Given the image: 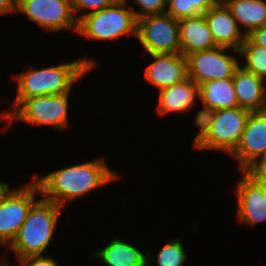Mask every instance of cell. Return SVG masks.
<instances>
[{
	"mask_svg": "<svg viewBox=\"0 0 266 266\" xmlns=\"http://www.w3.org/2000/svg\"><path fill=\"white\" fill-rule=\"evenodd\" d=\"M106 160L101 156L90 161L65 165L48 174L34 172L30 178L39 186L44 200L67 209V204L71 205L72 201L84 198L94 190H101L107 184L120 181V173L109 167Z\"/></svg>",
	"mask_w": 266,
	"mask_h": 266,
	"instance_id": "6da1fadb",
	"label": "cell"
},
{
	"mask_svg": "<svg viewBox=\"0 0 266 266\" xmlns=\"http://www.w3.org/2000/svg\"><path fill=\"white\" fill-rule=\"evenodd\" d=\"M60 62L41 68L29 66V69L15 74L12 80L16 81V96L8 111H0V120L4 119L25 99L34 96L58 95L72 92L73 86L96 68L94 59L79 57L66 63ZM33 66V67H32Z\"/></svg>",
	"mask_w": 266,
	"mask_h": 266,
	"instance_id": "7a4b0ae2",
	"label": "cell"
},
{
	"mask_svg": "<svg viewBox=\"0 0 266 266\" xmlns=\"http://www.w3.org/2000/svg\"><path fill=\"white\" fill-rule=\"evenodd\" d=\"M63 211L65 209L58 204L39 197L6 250L14 253L16 261L28 256L45 255V251L53 243Z\"/></svg>",
	"mask_w": 266,
	"mask_h": 266,
	"instance_id": "3957f363",
	"label": "cell"
},
{
	"mask_svg": "<svg viewBox=\"0 0 266 266\" xmlns=\"http://www.w3.org/2000/svg\"><path fill=\"white\" fill-rule=\"evenodd\" d=\"M128 1L131 3L132 0H119L85 15L78 21L77 34L81 38L99 42L117 41L126 36H134L136 39L137 19Z\"/></svg>",
	"mask_w": 266,
	"mask_h": 266,
	"instance_id": "277c9868",
	"label": "cell"
},
{
	"mask_svg": "<svg viewBox=\"0 0 266 266\" xmlns=\"http://www.w3.org/2000/svg\"><path fill=\"white\" fill-rule=\"evenodd\" d=\"M71 92L34 96L23 100L4 120L8 129L15 122L30 126L52 127L57 132L69 128V97Z\"/></svg>",
	"mask_w": 266,
	"mask_h": 266,
	"instance_id": "5b68a950",
	"label": "cell"
},
{
	"mask_svg": "<svg viewBox=\"0 0 266 266\" xmlns=\"http://www.w3.org/2000/svg\"><path fill=\"white\" fill-rule=\"evenodd\" d=\"M39 195V196H38ZM41 197L37 183L31 178L13 188L0 202V247L7 248L15 239L32 205Z\"/></svg>",
	"mask_w": 266,
	"mask_h": 266,
	"instance_id": "8992f818",
	"label": "cell"
},
{
	"mask_svg": "<svg viewBox=\"0 0 266 266\" xmlns=\"http://www.w3.org/2000/svg\"><path fill=\"white\" fill-rule=\"evenodd\" d=\"M136 39L146 55L180 53L179 20L166 13L141 17Z\"/></svg>",
	"mask_w": 266,
	"mask_h": 266,
	"instance_id": "52a82bcc",
	"label": "cell"
},
{
	"mask_svg": "<svg viewBox=\"0 0 266 266\" xmlns=\"http://www.w3.org/2000/svg\"><path fill=\"white\" fill-rule=\"evenodd\" d=\"M22 14L30 22L51 34L61 31H78L71 0H17L16 14Z\"/></svg>",
	"mask_w": 266,
	"mask_h": 266,
	"instance_id": "ba28073f",
	"label": "cell"
},
{
	"mask_svg": "<svg viewBox=\"0 0 266 266\" xmlns=\"http://www.w3.org/2000/svg\"><path fill=\"white\" fill-rule=\"evenodd\" d=\"M250 113L241 107L217 110L209 135L195 150L221 151V154L230 155L239 144Z\"/></svg>",
	"mask_w": 266,
	"mask_h": 266,
	"instance_id": "9c48e42d",
	"label": "cell"
},
{
	"mask_svg": "<svg viewBox=\"0 0 266 266\" xmlns=\"http://www.w3.org/2000/svg\"><path fill=\"white\" fill-rule=\"evenodd\" d=\"M238 57V50L226 47L191 53L187 56L188 77L197 85L212 80L233 78L235 70L240 66Z\"/></svg>",
	"mask_w": 266,
	"mask_h": 266,
	"instance_id": "30bf717a",
	"label": "cell"
},
{
	"mask_svg": "<svg viewBox=\"0 0 266 266\" xmlns=\"http://www.w3.org/2000/svg\"><path fill=\"white\" fill-rule=\"evenodd\" d=\"M242 173V174H241ZM234 194L237 200V219L239 223L257 226L266 222V186L253 182L240 172Z\"/></svg>",
	"mask_w": 266,
	"mask_h": 266,
	"instance_id": "8fae6325",
	"label": "cell"
},
{
	"mask_svg": "<svg viewBox=\"0 0 266 266\" xmlns=\"http://www.w3.org/2000/svg\"><path fill=\"white\" fill-rule=\"evenodd\" d=\"M266 154V111L251 112L236 149L229 155L242 172L256 158Z\"/></svg>",
	"mask_w": 266,
	"mask_h": 266,
	"instance_id": "7c38bea8",
	"label": "cell"
},
{
	"mask_svg": "<svg viewBox=\"0 0 266 266\" xmlns=\"http://www.w3.org/2000/svg\"><path fill=\"white\" fill-rule=\"evenodd\" d=\"M148 56L152 61L145 66L144 80H147L158 91L188 78V61L183 54H152Z\"/></svg>",
	"mask_w": 266,
	"mask_h": 266,
	"instance_id": "4fadbf2b",
	"label": "cell"
},
{
	"mask_svg": "<svg viewBox=\"0 0 266 266\" xmlns=\"http://www.w3.org/2000/svg\"><path fill=\"white\" fill-rule=\"evenodd\" d=\"M156 111L160 116L183 114L194 110L199 103V85L189 77L158 91Z\"/></svg>",
	"mask_w": 266,
	"mask_h": 266,
	"instance_id": "5bb4252c",
	"label": "cell"
},
{
	"mask_svg": "<svg viewBox=\"0 0 266 266\" xmlns=\"http://www.w3.org/2000/svg\"><path fill=\"white\" fill-rule=\"evenodd\" d=\"M215 43L219 47L239 50L246 36L226 4L217 2L204 13Z\"/></svg>",
	"mask_w": 266,
	"mask_h": 266,
	"instance_id": "9a60e30c",
	"label": "cell"
},
{
	"mask_svg": "<svg viewBox=\"0 0 266 266\" xmlns=\"http://www.w3.org/2000/svg\"><path fill=\"white\" fill-rule=\"evenodd\" d=\"M180 53L185 57L197 51L219 47L213 38L204 14L179 20Z\"/></svg>",
	"mask_w": 266,
	"mask_h": 266,
	"instance_id": "2e32d148",
	"label": "cell"
},
{
	"mask_svg": "<svg viewBox=\"0 0 266 266\" xmlns=\"http://www.w3.org/2000/svg\"><path fill=\"white\" fill-rule=\"evenodd\" d=\"M107 245L92 251L91 258L100 259L106 266H147V253L130 241L114 237Z\"/></svg>",
	"mask_w": 266,
	"mask_h": 266,
	"instance_id": "e0dca14e",
	"label": "cell"
},
{
	"mask_svg": "<svg viewBox=\"0 0 266 266\" xmlns=\"http://www.w3.org/2000/svg\"><path fill=\"white\" fill-rule=\"evenodd\" d=\"M233 85L239 107L250 112L265 111L263 79L239 66L233 75Z\"/></svg>",
	"mask_w": 266,
	"mask_h": 266,
	"instance_id": "ac0fdd59",
	"label": "cell"
},
{
	"mask_svg": "<svg viewBox=\"0 0 266 266\" xmlns=\"http://www.w3.org/2000/svg\"><path fill=\"white\" fill-rule=\"evenodd\" d=\"M199 101L214 110L232 109L239 107L233 79L207 81L199 85Z\"/></svg>",
	"mask_w": 266,
	"mask_h": 266,
	"instance_id": "d6986e66",
	"label": "cell"
},
{
	"mask_svg": "<svg viewBox=\"0 0 266 266\" xmlns=\"http://www.w3.org/2000/svg\"><path fill=\"white\" fill-rule=\"evenodd\" d=\"M226 6L245 36L266 25V0L229 1Z\"/></svg>",
	"mask_w": 266,
	"mask_h": 266,
	"instance_id": "ffe728a7",
	"label": "cell"
},
{
	"mask_svg": "<svg viewBox=\"0 0 266 266\" xmlns=\"http://www.w3.org/2000/svg\"><path fill=\"white\" fill-rule=\"evenodd\" d=\"M184 244L179 238H169L168 241L157 251L153 257L152 250L147 253V266H152V261L156 262V266H185L187 262V254ZM156 260H155V259ZM154 259V260H153Z\"/></svg>",
	"mask_w": 266,
	"mask_h": 266,
	"instance_id": "44dd1931",
	"label": "cell"
},
{
	"mask_svg": "<svg viewBox=\"0 0 266 266\" xmlns=\"http://www.w3.org/2000/svg\"><path fill=\"white\" fill-rule=\"evenodd\" d=\"M238 51L240 66L257 77L264 79L266 77V49L255 45L246 36Z\"/></svg>",
	"mask_w": 266,
	"mask_h": 266,
	"instance_id": "7402d4cb",
	"label": "cell"
},
{
	"mask_svg": "<svg viewBox=\"0 0 266 266\" xmlns=\"http://www.w3.org/2000/svg\"><path fill=\"white\" fill-rule=\"evenodd\" d=\"M217 3L216 0H172L166 14L176 20L204 14Z\"/></svg>",
	"mask_w": 266,
	"mask_h": 266,
	"instance_id": "603a6c76",
	"label": "cell"
},
{
	"mask_svg": "<svg viewBox=\"0 0 266 266\" xmlns=\"http://www.w3.org/2000/svg\"><path fill=\"white\" fill-rule=\"evenodd\" d=\"M202 106L203 107H201V109L195 112V118L192 122L194 123L195 127L199 129L198 134L194 137L193 140V149H195L209 135L211 125L215 117L216 110L206 105Z\"/></svg>",
	"mask_w": 266,
	"mask_h": 266,
	"instance_id": "cb8c5ba5",
	"label": "cell"
},
{
	"mask_svg": "<svg viewBox=\"0 0 266 266\" xmlns=\"http://www.w3.org/2000/svg\"><path fill=\"white\" fill-rule=\"evenodd\" d=\"M118 1L119 0H71V7L75 19L79 21L85 15L111 6Z\"/></svg>",
	"mask_w": 266,
	"mask_h": 266,
	"instance_id": "d4e9b609",
	"label": "cell"
},
{
	"mask_svg": "<svg viewBox=\"0 0 266 266\" xmlns=\"http://www.w3.org/2000/svg\"><path fill=\"white\" fill-rule=\"evenodd\" d=\"M134 4L137 5V10L135 6L129 5L132 9L136 19H139L148 15H161L165 14L167 10V5L165 0H133Z\"/></svg>",
	"mask_w": 266,
	"mask_h": 266,
	"instance_id": "484cf974",
	"label": "cell"
},
{
	"mask_svg": "<svg viewBox=\"0 0 266 266\" xmlns=\"http://www.w3.org/2000/svg\"><path fill=\"white\" fill-rule=\"evenodd\" d=\"M242 172L253 182L266 186V154L256 158Z\"/></svg>",
	"mask_w": 266,
	"mask_h": 266,
	"instance_id": "4316f807",
	"label": "cell"
},
{
	"mask_svg": "<svg viewBox=\"0 0 266 266\" xmlns=\"http://www.w3.org/2000/svg\"><path fill=\"white\" fill-rule=\"evenodd\" d=\"M51 255H33L19 259L21 266H60L58 261Z\"/></svg>",
	"mask_w": 266,
	"mask_h": 266,
	"instance_id": "83f0119b",
	"label": "cell"
},
{
	"mask_svg": "<svg viewBox=\"0 0 266 266\" xmlns=\"http://www.w3.org/2000/svg\"><path fill=\"white\" fill-rule=\"evenodd\" d=\"M247 37L255 45L264 47L266 49V25L253 30Z\"/></svg>",
	"mask_w": 266,
	"mask_h": 266,
	"instance_id": "f1b7e54d",
	"label": "cell"
},
{
	"mask_svg": "<svg viewBox=\"0 0 266 266\" xmlns=\"http://www.w3.org/2000/svg\"><path fill=\"white\" fill-rule=\"evenodd\" d=\"M17 0H0V16L16 14Z\"/></svg>",
	"mask_w": 266,
	"mask_h": 266,
	"instance_id": "f546056e",
	"label": "cell"
},
{
	"mask_svg": "<svg viewBox=\"0 0 266 266\" xmlns=\"http://www.w3.org/2000/svg\"><path fill=\"white\" fill-rule=\"evenodd\" d=\"M13 187L7 181L0 179V202L10 193Z\"/></svg>",
	"mask_w": 266,
	"mask_h": 266,
	"instance_id": "4dcf8cb0",
	"label": "cell"
},
{
	"mask_svg": "<svg viewBox=\"0 0 266 266\" xmlns=\"http://www.w3.org/2000/svg\"><path fill=\"white\" fill-rule=\"evenodd\" d=\"M16 263L17 264L13 265V263L9 261L7 254L5 255V253L0 258V266H21L18 261Z\"/></svg>",
	"mask_w": 266,
	"mask_h": 266,
	"instance_id": "1f68e13d",
	"label": "cell"
},
{
	"mask_svg": "<svg viewBox=\"0 0 266 266\" xmlns=\"http://www.w3.org/2000/svg\"><path fill=\"white\" fill-rule=\"evenodd\" d=\"M263 84H264L265 111H266V77L263 79Z\"/></svg>",
	"mask_w": 266,
	"mask_h": 266,
	"instance_id": "d6a6232c",
	"label": "cell"
},
{
	"mask_svg": "<svg viewBox=\"0 0 266 266\" xmlns=\"http://www.w3.org/2000/svg\"><path fill=\"white\" fill-rule=\"evenodd\" d=\"M229 1H249V0H221L220 2L226 4Z\"/></svg>",
	"mask_w": 266,
	"mask_h": 266,
	"instance_id": "836d02e7",
	"label": "cell"
},
{
	"mask_svg": "<svg viewBox=\"0 0 266 266\" xmlns=\"http://www.w3.org/2000/svg\"><path fill=\"white\" fill-rule=\"evenodd\" d=\"M172 0H165L166 5H168Z\"/></svg>",
	"mask_w": 266,
	"mask_h": 266,
	"instance_id": "e575fe53",
	"label": "cell"
}]
</instances>
